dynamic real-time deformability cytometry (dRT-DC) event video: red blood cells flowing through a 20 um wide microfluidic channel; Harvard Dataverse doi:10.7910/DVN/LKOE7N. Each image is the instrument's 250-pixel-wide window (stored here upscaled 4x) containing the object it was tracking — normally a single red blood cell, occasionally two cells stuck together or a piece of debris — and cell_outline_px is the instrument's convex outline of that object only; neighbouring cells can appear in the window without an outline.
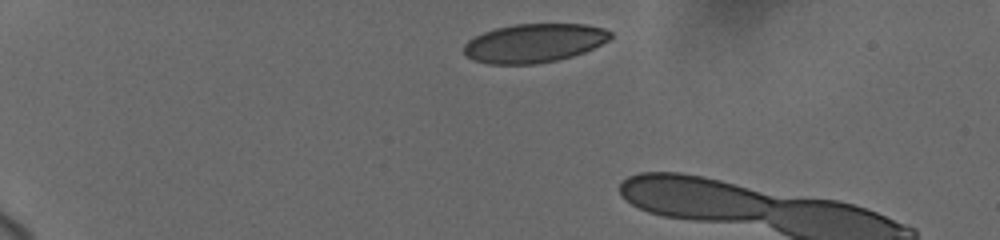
{"species": "human", "species_latin": "Homo sapiens", "temperature_condition": "cold", "stored_images_in_passage": 7, "camera_frame_rate_fps": 3000, "um_per_image_px": 0.085, "donor": {"sex": "female"}, "frame": {"image": 1, "passage_image": 1, "time_ms": 0.0, "image_size_px": [1000, 240], "cell_outline_px": [[612, 36], [608, 40], [584, 52], [572, 56], [556, 60], [536, 64], [488, 64], [472, 60], [464, 52], [464, 44], [468, 40], [484, 32], [496, 28], [516, 24], [584, 24], [604, 28], [612, 32]], "centroid_in_image_um": [45.39, 3.66], "position_along_channel_um": 39.6, "area_um2": 33.0}}
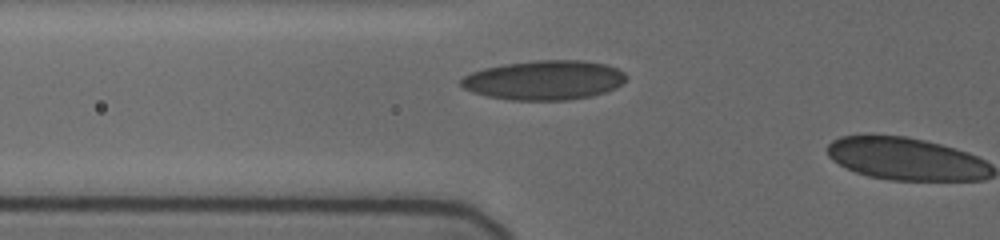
{"frame": {"image": 2, "passage_image": 6, "time_ms": 3.0, "image_size_px": [1000, 240], "cell_outline_px": [[628, 76], [616, 88], [604, 92], [588, 96], [568, 100], [512, 100], [488, 96], [472, 92], [464, 88], [460, 84], [460, 80], [464, 76], [472, 72], [484, 68], [504, 64], [536, 60], [584, 60], [608, 64], [624, 72]], "centroid_in_image_um": [46.26, 6.8], "position_along_channel_um": 79.5, "area_um2": 37.92}}